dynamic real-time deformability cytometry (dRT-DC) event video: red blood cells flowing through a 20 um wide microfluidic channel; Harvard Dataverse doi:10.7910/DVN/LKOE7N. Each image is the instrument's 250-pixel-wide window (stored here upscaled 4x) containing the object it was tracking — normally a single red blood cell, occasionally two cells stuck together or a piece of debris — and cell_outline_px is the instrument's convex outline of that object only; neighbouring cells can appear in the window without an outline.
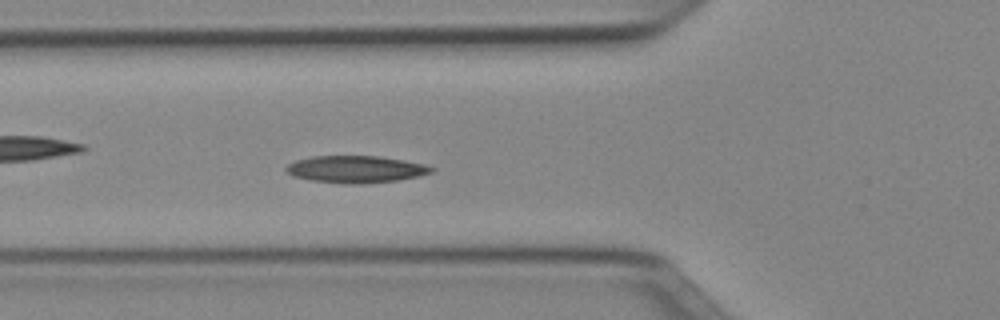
{"species": "Egyptian fruit bat (a non-hibernating species)", "species_latin": "Rousettus aegyptiacus", "temperature_condition": "cold", "stored_images_in_passage": 52, "camera_frame_rate_fps": 3000, "um_per_image_px": 0.085, "animal": {"sex": "female"}, "frame": {"image": 1, "passage_image": 18, "time_ms": 5.667, "image_size_px": [1000, 320], "cell_outline_px": [[436, 168], [432, 172], [420, 176], [396, 180], [360, 184], [348, 184], [312, 180], [292, 176], [284, 168], [288, 164], [296, 160], [312, 156], [376, 156], [404, 160], [424, 164]], "centroid_in_image_um": [30.25, 14.38], "position_along_channel_um": 95.6, "area_um2": 22.83}}
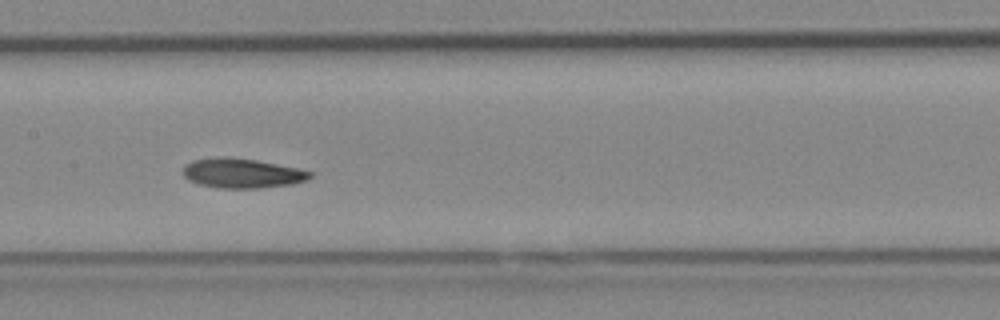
{"frame": {"image": 2, "passage_image": 25, "time_ms": 8.0, "image_size_px": [1000, 320], "cell_outline_px": [[312, 176], [308, 180], [292, 184], [260, 188], [220, 188], [200, 184], [188, 180], [180, 172], [184, 164], [192, 160], [216, 156], [228, 156], [256, 160], [296, 168], [312, 172]], "centroid_in_image_um": [20.51, 14.71], "position_along_channel_um": 186.9, "area_um2": 22.2}}
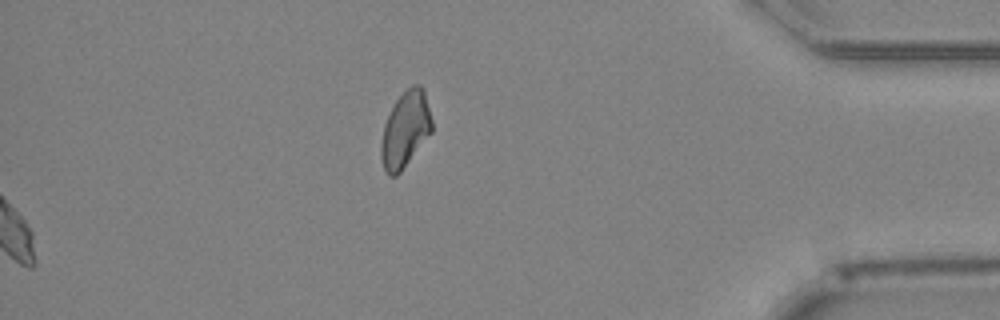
{"frame": {"image": 3, "passage_image": 52, "time_ms": 17.0, "image_size_px": [1000, 320], "cell_outline_px": [[432, 132], [400, 172], [396, 176], [388, 176], [384, 168], [380, 156], [380, 144], [384, 124], [396, 100], [412, 84], [420, 84], [424, 88], [432, 120]], "centroid_in_image_um": [34.45, 11.01], "position_along_channel_um": 400.7, "area_um2": 22.43}, "authors_computed_cell_mechanics": {"area_um2": 21.8195, "velocity_mm_per_s": 3.9222, "shape_relaxation_time_tau1_ms": 3.7422, "shape_relaxation_time_tau2_ms": 5.9627, "deformation_change_tau1": 0.1381, "deformation_change_tau2": 0.1211}}